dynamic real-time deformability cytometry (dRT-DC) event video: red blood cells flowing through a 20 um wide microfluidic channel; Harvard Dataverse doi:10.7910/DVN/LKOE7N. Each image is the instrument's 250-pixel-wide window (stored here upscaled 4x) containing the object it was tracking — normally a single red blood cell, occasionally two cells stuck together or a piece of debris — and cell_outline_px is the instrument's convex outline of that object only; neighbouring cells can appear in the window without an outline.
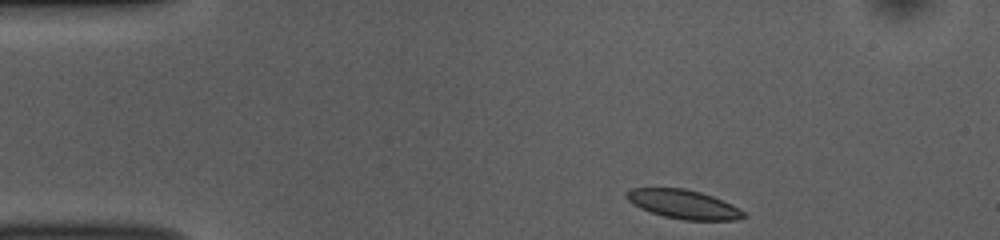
{"species": "common noctule bat (a hibernating species)", "species_latin": "Nyctalus noctula", "temperature_condition": "room temperature", "stored_images_in_passage": 45, "camera_frame_rate_fps": 3000, "um_per_image_px": 0.085, "animal": {"sex": "female", "body_mass_g": 10.0, "forearm_length_mm": 53.1}, "frame": {"image": 1, "passage_image": 1, "time_ms": 0.0, "image_size_px": [1000, 240], "cell_outline_px": [[748, 216], [736, 220], [684, 220], [664, 216], [640, 208], [632, 204], [624, 196], [624, 192], [628, 188], [684, 188], [700, 192], [712, 196], [732, 204], [744, 212]], "centroid_in_image_um": [58.06, 17.35], "position_along_channel_um": 26.9, "area_um2": 19.83}}
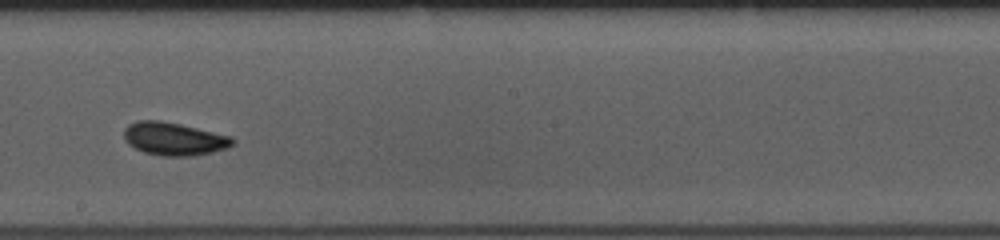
{"frame": {"image": 2, "passage_image": 22, "time_ms": 7.0, "image_size_px": [1000, 240], "cell_outline_px": [[236, 140], [228, 148], [212, 152], [192, 156], [160, 156], [144, 152], [128, 144], [124, 140], [124, 128], [128, 124], [136, 120], [160, 120], [180, 124], [232, 136]], "centroid_in_image_um": [14.78, 11.8], "position_along_channel_um": 233.4, "area_um2": 21.04}}
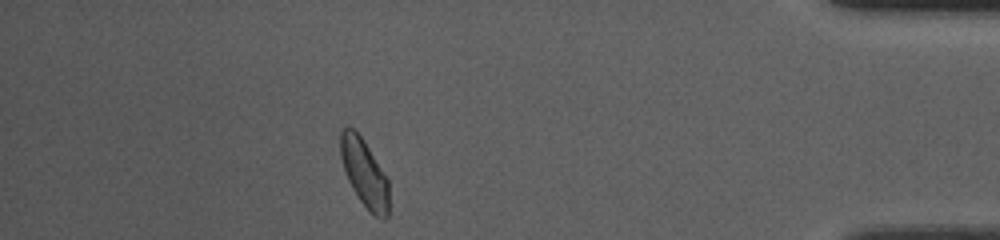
{"frame": {"image": 3, "passage_image": 39, "time_ms": 12.667, "image_size_px": [1000, 240], "cell_outline_px": [[388, 216], [384, 220], [380, 220], [360, 200], [352, 188], [348, 180], [340, 156], [340, 128], [352, 128], [364, 140], [388, 176]], "centroid_in_image_um": [30.99, 14.69], "position_along_channel_um": 404.2, "area_um2": 19.13}, "authors_computed_cell_mechanics": {"area_um2": 19.8832, "velocity_mm_per_s": 3.8129, "shape_relaxation_time_tau1_ms": 3.4091, "shape_relaxation_time_tau2_ms": 2.5759, "deformation_change_tau1": 0.0928, "deformation_change_tau2": 0.0642}}